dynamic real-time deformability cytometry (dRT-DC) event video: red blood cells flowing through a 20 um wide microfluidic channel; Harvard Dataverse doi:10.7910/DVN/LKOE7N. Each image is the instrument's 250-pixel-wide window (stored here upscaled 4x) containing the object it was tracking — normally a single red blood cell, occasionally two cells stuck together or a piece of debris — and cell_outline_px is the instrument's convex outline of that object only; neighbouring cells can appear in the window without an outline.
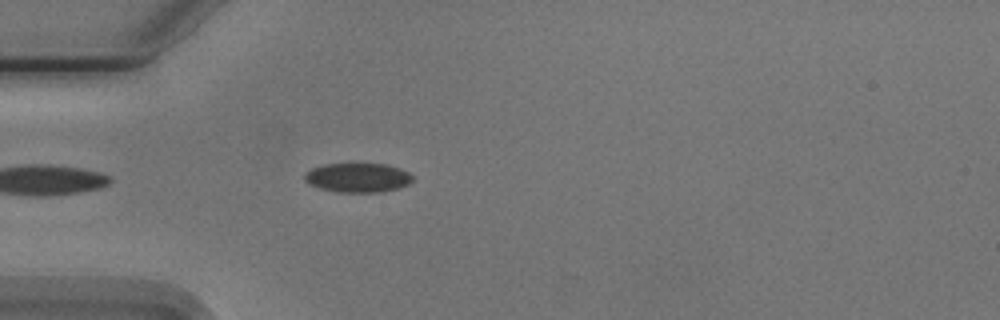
{"species": "Egyptian fruit bat (a non-hibernating species)", "species_latin": "Rousettus aegyptiacus", "temperature_condition": "cold", "stored_images_in_passage": 4, "camera_frame_rate_fps": 3000, "um_per_image_px": 0.085, "animal": {"sex": "male"}, "frame": {"image": 1, "passage_image": 4, "time_ms": 4.333, "image_size_px": [1000, 320], "cell_outline_px": [[412, 180], [408, 184], [400, 188], [380, 192], [336, 192], [320, 188], [308, 184], [304, 180], [304, 176], [312, 168], [324, 164], [388, 164], [400, 168], [408, 172], [412, 176]], "centroid_in_image_um": [30.42, 15.1], "position_along_channel_um": 54.6, "area_um2": 18.44}}